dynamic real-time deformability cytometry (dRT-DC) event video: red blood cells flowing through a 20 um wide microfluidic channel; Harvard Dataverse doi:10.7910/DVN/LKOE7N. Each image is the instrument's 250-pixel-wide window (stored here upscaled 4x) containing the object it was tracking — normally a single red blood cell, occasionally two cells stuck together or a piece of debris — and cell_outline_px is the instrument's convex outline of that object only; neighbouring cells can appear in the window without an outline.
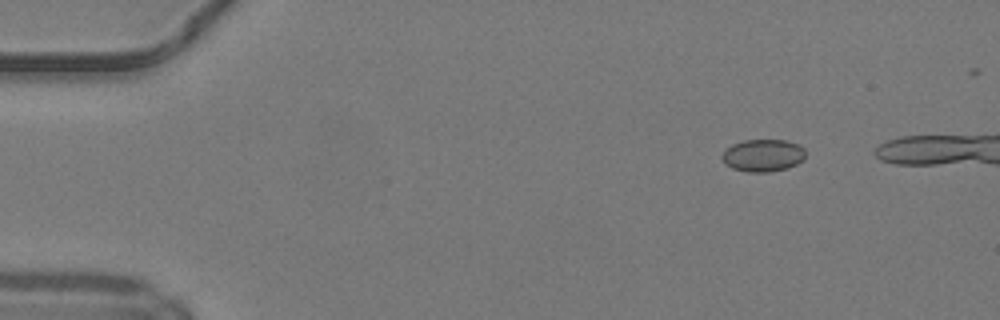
{"species": "common noctule bat (a hibernating species)", "species_latin": "Nyctalus noctula", "temperature_condition": "warm", "stored_images_in_passage": 48, "camera_frame_rate_fps": 3000, "um_per_image_px": 0.085, "animal": {"sex": "male", "body_mass_g": 19.2, "forearm_length_mm": 51.8}, "frame": {"image": 1, "passage_image": 1, "time_ms": 0.0, "image_size_px": [1000, 320], "cell_outline_px": [[804, 160], [788, 168], [768, 172], [748, 172], [732, 168], [724, 164], [720, 156], [732, 144], [744, 140], [784, 140], [796, 144], [804, 148]], "centroid_in_image_um": [64.83, 13.22], "position_along_channel_um": 20.2, "area_um2": 15.72}}